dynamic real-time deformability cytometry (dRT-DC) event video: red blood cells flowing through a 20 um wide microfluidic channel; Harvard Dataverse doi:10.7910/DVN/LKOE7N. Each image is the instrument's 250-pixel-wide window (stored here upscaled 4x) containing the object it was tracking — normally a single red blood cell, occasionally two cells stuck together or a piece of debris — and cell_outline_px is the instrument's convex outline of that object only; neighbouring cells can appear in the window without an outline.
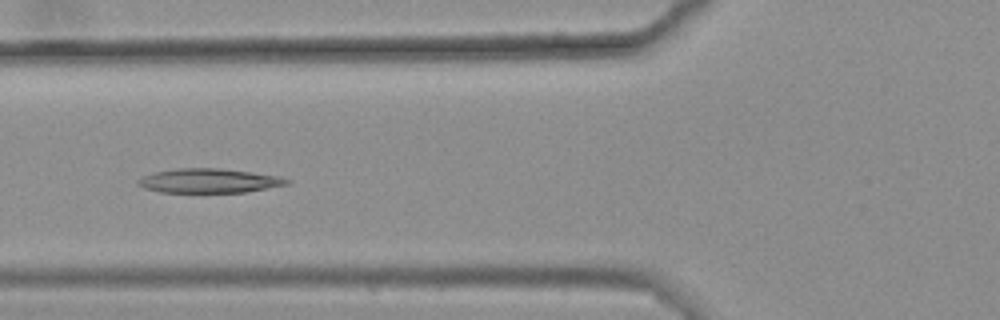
{"species": "common noctule bat (a hibernating species)", "species_latin": "Nyctalus noctula", "temperature_condition": "warm", "stored_images_in_passage": 6, "camera_frame_rate_fps": 3000, "um_per_image_px": 0.085, "animal": {"sex": "female", "body_mass_g": 25.1}, "frame": {"image": 1, "passage_image": 5, "time_ms": 1.333, "image_size_px": [1000, 320], "cell_outline_px": [[292, 180], [288, 184], [244, 192], [160, 192], [144, 188], [136, 184], [136, 180], [144, 176], [156, 172], [176, 168], [220, 168], [252, 172], [276, 176]], "centroid_in_image_um": [17.73, 15.36], "position_along_channel_um": 108.1, "area_um2": 20.87}}
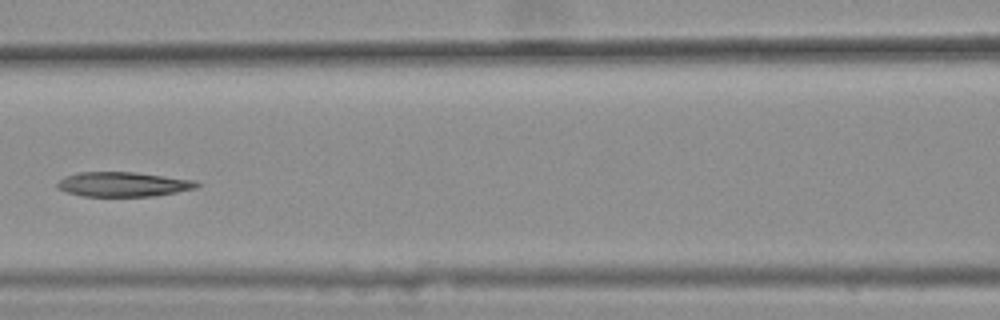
{"frame": {"image": 2, "passage_image": 6, "time_ms": 1.667, "image_size_px": [1000, 320], "cell_outline_px": [[200, 184], [196, 188], [176, 192], [152, 196], [84, 196], [68, 192], [56, 188], [56, 184], [64, 176], [76, 172], [136, 172], [196, 180]], "centroid_in_image_um": [10.46, 15.65], "position_along_channel_um": 156.1, "area_um2": 20.06}}